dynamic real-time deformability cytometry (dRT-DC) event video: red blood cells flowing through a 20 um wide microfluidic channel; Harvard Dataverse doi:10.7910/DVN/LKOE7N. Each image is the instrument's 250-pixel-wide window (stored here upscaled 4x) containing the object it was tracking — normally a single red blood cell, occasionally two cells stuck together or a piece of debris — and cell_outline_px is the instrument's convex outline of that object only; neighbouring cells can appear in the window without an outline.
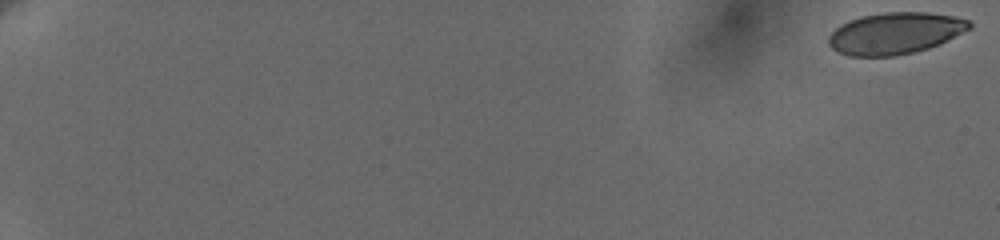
{"species": "human", "species_latin": "Homo sapiens", "temperature_condition": "cold", "stored_images_in_passage": 41, "camera_frame_rate_fps": 3000, "um_per_image_px": 0.085, "donor": {"sex": "female"}, "frame": {"image": 1, "passage_image": 1, "time_ms": 0.0, "image_size_px": [1000, 240], "cell_outline_px": [[972, 28], [940, 44], [928, 48], [912, 52], [892, 56], [848, 56], [832, 48], [828, 44], [828, 36], [840, 24], [848, 20], [860, 16], [884, 12], [928, 12], [952, 16], [968, 20], [972, 24]], "centroid_in_image_um": [76.07, 2.82], "position_along_channel_um": 8.9, "area_um2": 34.22}}
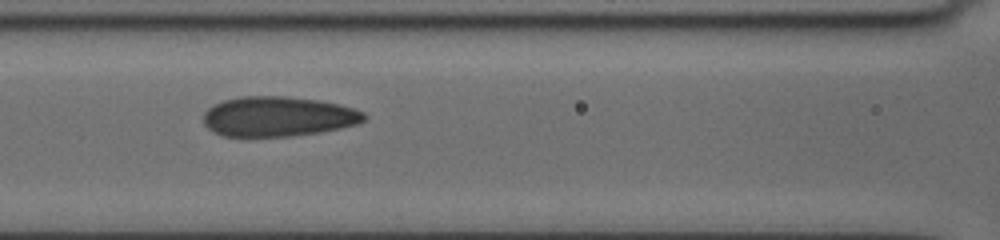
{"frame": {"image": 2, "passage_image": 29, "time_ms": 10.0, "image_size_px": [1000, 240], "cell_outline_px": [[368, 116], [364, 120], [356, 124], [340, 128], [320, 132], [288, 136], [224, 136], [208, 128], [204, 124], [204, 112], [212, 104], [224, 100], [240, 96], [288, 96], [320, 100], [340, 104], [364, 112]], "centroid_in_image_um": [23.64, 9.89], "position_along_channel_um": 143.0, "area_um2": 37.45}}
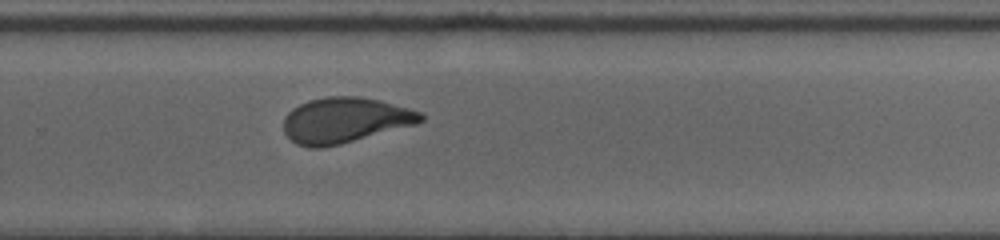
{"frame": {"image": 3, "passage_image": 41, "time_ms": 14.333, "image_size_px": [1000, 240], "cell_outline_px": [[424, 120], [416, 124], [340, 144], [320, 148], [308, 148], [296, 144], [284, 132], [284, 116], [292, 108], [308, 100], [328, 96], [360, 96], [380, 100], [408, 108], [420, 112], [424, 116]], "centroid_in_image_um": [29.29, 10.21], "position_along_channel_um": 300.5, "area_um2": 36.3}}